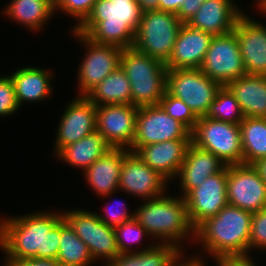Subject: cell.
<instances>
[{"label":"cell","mask_w":266,"mask_h":266,"mask_svg":"<svg viewBox=\"0 0 266 266\" xmlns=\"http://www.w3.org/2000/svg\"><path fill=\"white\" fill-rule=\"evenodd\" d=\"M256 251L261 253V255L264 251L266 252V207L252 214L249 254H253Z\"/></svg>","instance_id":"obj_38"},{"label":"cell","mask_w":266,"mask_h":266,"mask_svg":"<svg viewBox=\"0 0 266 266\" xmlns=\"http://www.w3.org/2000/svg\"><path fill=\"white\" fill-rule=\"evenodd\" d=\"M242 164L253 165L266 158V118L244 117L239 123Z\"/></svg>","instance_id":"obj_30"},{"label":"cell","mask_w":266,"mask_h":266,"mask_svg":"<svg viewBox=\"0 0 266 266\" xmlns=\"http://www.w3.org/2000/svg\"><path fill=\"white\" fill-rule=\"evenodd\" d=\"M112 147L105 141L104 136L97 131L86 135L81 140L64 147L55 159L71 168H76L83 173L99 157Z\"/></svg>","instance_id":"obj_27"},{"label":"cell","mask_w":266,"mask_h":266,"mask_svg":"<svg viewBox=\"0 0 266 266\" xmlns=\"http://www.w3.org/2000/svg\"><path fill=\"white\" fill-rule=\"evenodd\" d=\"M73 40L81 44L85 52L79 60L76 79V96H86L93 88L102 82L111 72L120 66L123 49L115 45L97 44L88 37L69 29Z\"/></svg>","instance_id":"obj_7"},{"label":"cell","mask_w":266,"mask_h":266,"mask_svg":"<svg viewBox=\"0 0 266 266\" xmlns=\"http://www.w3.org/2000/svg\"><path fill=\"white\" fill-rule=\"evenodd\" d=\"M251 255H225L212 260V262L215 263V266H260V264H256L255 257Z\"/></svg>","instance_id":"obj_39"},{"label":"cell","mask_w":266,"mask_h":266,"mask_svg":"<svg viewBox=\"0 0 266 266\" xmlns=\"http://www.w3.org/2000/svg\"><path fill=\"white\" fill-rule=\"evenodd\" d=\"M159 106L173 119L182 123L190 132L194 130L198 117L184 101L165 91Z\"/></svg>","instance_id":"obj_35"},{"label":"cell","mask_w":266,"mask_h":266,"mask_svg":"<svg viewBox=\"0 0 266 266\" xmlns=\"http://www.w3.org/2000/svg\"><path fill=\"white\" fill-rule=\"evenodd\" d=\"M191 143L213 153L226 165L242 164V142L239 124L206 116L199 117L191 132Z\"/></svg>","instance_id":"obj_9"},{"label":"cell","mask_w":266,"mask_h":266,"mask_svg":"<svg viewBox=\"0 0 266 266\" xmlns=\"http://www.w3.org/2000/svg\"><path fill=\"white\" fill-rule=\"evenodd\" d=\"M60 245L56 261L61 266H92L93 260L88 246L75 234L70 224L60 220Z\"/></svg>","instance_id":"obj_31"},{"label":"cell","mask_w":266,"mask_h":266,"mask_svg":"<svg viewBox=\"0 0 266 266\" xmlns=\"http://www.w3.org/2000/svg\"><path fill=\"white\" fill-rule=\"evenodd\" d=\"M128 151L124 148H111L82 173L87 183L85 185L92 189L90 191L97 198L118 191L123 156Z\"/></svg>","instance_id":"obj_24"},{"label":"cell","mask_w":266,"mask_h":266,"mask_svg":"<svg viewBox=\"0 0 266 266\" xmlns=\"http://www.w3.org/2000/svg\"><path fill=\"white\" fill-rule=\"evenodd\" d=\"M21 110L10 75H0V118H10Z\"/></svg>","instance_id":"obj_37"},{"label":"cell","mask_w":266,"mask_h":266,"mask_svg":"<svg viewBox=\"0 0 266 266\" xmlns=\"http://www.w3.org/2000/svg\"><path fill=\"white\" fill-rule=\"evenodd\" d=\"M97 0H58L54 5L55 16L61 13L67 17L74 18V25L69 29L77 28L91 13L93 5ZM58 13V14H57Z\"/></svg>","instance_id":"obj_36"},{"label":"cell","mask_w":266,"mask_h":266,"mask_svg":"<svg viewBox=\"0 0 266 266\" xmlns=\"http://www.w3.org/2000/svg\"><path fill=\"white\" fill-rule=\"evenodd\" d=\"M254 2L253 7L251 8L255 7L254 11H258L266 3V0H256Z\"/></svg>","instance_id":"obj_46"},{"label":"cell","mask_w":266,"mask_h":266,"mask_svg":"<svg viewBox=\"0 0 266 266\" xmlns=\"http://www.w3.org/2000/svg\"><path fill=\"white\" fill-rule=\"evenodd\" d=\"M240 6L234 0H205L187 24L212 36L230 33L245 12Z\"/></svg>","instance_id":"obj_21"},{"label":"cell","mask_w":266,"mask_h":266,"mask_svg":"<svg viewBox=\"0 0 266 266\" xmlns=\"http://www.w3.org/2000/svg\"><path fill=\"white\" fill-rule=\"evenodd\" d=\"M54 71L37 65L22 66L8 73L14 83L18 105L23 108L24 104L47 103L53 98ZM53 78V79H52Z\"/></svg>","instance_id":"obj_19"},{"label":"cell","mask_w":266,"mask_h":266,"mask_svg":"<svg viewBox=\"0 0 266 266\" xmlns=\"http://www.w3.org/2000/svg\"><path fill=\"white\" fill-rule=\"evenodd\" d=\"M141 8V10H154L158 9L159 0H136Z\"/></svg>","instance_id":"obj_43"},{"label":"cell","mask_w":266,"mask_h":266,"mask_svg":"<svg viewBox=\"0 0 266 266\" xmlns=\"http://www.w3.org/2000/svg\"><path fill=\"white\" fill-rule=\"evenodd\" d=\"M114 231L117 247L120 253H135L150 249L156 244L148 234L147 230L134 218L115 227ZM144 238L149 242L147 240L145 241ZM142 241L147 242V244L142 243Z\"/></svg>","instance_id":"obj_32"},{"label":"cell","mask_w":266,"mask_h":266,"mask_svg":"<svg viewBox=\"0 0 266 266\" xmlns=\"http://www.w3.org/2000/svg\"><path fill=\"white\" fill-rule=\"evenodd\" d=\"M53 5H55L57 2H58V0H49Z\"/></svg>","instance_id":"obj_48"},{"label":"cell","mask_w":266,"mask_h":266,"mask_svg":"<svg viewBox=\"0 0 266 266\" xmlns=\"http://www.w3.org/2000/svg\"><path fill=\"white\" fill-rule=\"evenodd\" d=\"M65 209V210H64ZM62 208L63 218L74 229L75 234L88 246L93 260L106 266L120 252L114 228L101 222L92 209Z\"/></svg>","instance_id":"obj_8"},{"label":"cell","mask_w":266,"mask_h":266,"mask_svg":"<svg viewBox=\"0 0 266 266\" xmlns=\"http://www.w3.org/2000/svg\"><path fill=\"white\" fill-rule=\"evenodd\" d=\"M226 166L213 153L199 149L191 143L175 182L172 183H177L179 195L184 197L191 189L200 186L206 178L222 171Z\"/></svg>","instance_id":"obj_22"},{"label":"cell","mask_w":266,"mask_h":266,"mask_svg":"<svg viewBox=\"0 0 266 266\" xmlns=\"http://www.w3.org/2000/svg\"><path fill=\"white\" fill-rule=\"evenodd\" d=\"M226 87L235 96L244 117L266 118V76L244 74Z\"/></svg>","instance_id":"obj_26"},{"label":"cell","mask_w":266,"mask_h":266,"mask_svg":"<svg viewBox=\"0 0 266 266\" xmlns=\"http://www.w3.org/2000/svg\"><path fill=\"white\" fill-rule=\"evenodd\" d=\"M137 112L132 104L96 106V131L112 148L129 150L136 135Z\"/></svg>","instance_id":"obj_16"},{"label":"cell","mask_w":266,"mask_h":266,"mask_svg":"<svg viewBox=\"0 0 266 266\" xmlns=\"http://www.w3.org/2000/svg\"><path fill=\"white\" fill-rule=\"evenodd\" d=\"M253 166L258 170L261 178L266 183V158L258 160Z\"/></svg>","instance_id":"obj_44"},{"label":"cell","mask_w":266,"mask_h":266,"mask_svg":"<svg viewBox=\"0 0 266 266\" xmlns=\"http://www.w3.org/2000/svg\"><path fill=\"white\" fill-rule=\"evenodd\" d=\"M257 13H260V16L263 15V17H266V3L257 11Z\"/></svg>","instance_id":"obj_47"},{"label":"cell","mask_w":266,"mask_h":266,"mask_svg":"<svg viewBox=\"0 0 266 266\" xmlns=\"http://www.w3.org/2000/svg\"><path fill=\"white\" fill-rule=\"evenodd\" d=\"M117 193H119V191L113 192L107 196L101 197V199L102 200L105 199L107 203L106 202L103 203L104 207L101 210H104V212L103 211H101L100 213L96 212L99 220L103 222L104 224H106L107 226L112 227V228H115L121 225L123 222L132 220L134 218V212H133L134 210L131 211L130 209V212H129L128 205L125 204L124 201H121L122 199L117 200L114 198L116 196L114 194H117ZM112 196H113V200H112ZM111 205L112 206L114 205L115 208L112 207Z\"/></svg>","instance_id":"obj_34"},{"label":"cell","mask_w":266,"mask_h":266,"mask_svg":"<svg viewBox=\"0 0 266 266\" xmlns=\"http://www.w3.org/2000/svg\"><path fill=\"white\" fill-rule=\"evenodd\" d=\"M8 266H61L56 260L53 259H25L13 261Z\"/></svg>","instance_id":"obj_41"},{"label":"cell","mask_w":266,"mask_h":266,"mask_svg":"<svg viewBox=\"0 0 266 266\" xmlns=\"http://www.w3.org/2000/svg\"><path fill=\"white\" fill-rule=\"evenodd\" d=\"M227 199L252 213L266 207V183L253 165H227Z\"/></svg>","instance_id":"obj_13"},{"label":"cell","mask_w":266,"mask_h":266,"mask_svg":"<svg viewBox=\"0 0 266 266\" xmlns=\"http://www.w3.org/2000/svg\"><path fill=\"white\" fill-rule=\"evenodd\" d=\"M182 24L176 14L158 9L144 11L132 47L165 64Z\"/></svg>","instance_id":"obj_6"},{"label":"cell","mask_w":266,"mask_h":266,"mask_svg":"<svg viewBox=\"0 0 266 266\" xmlns=\"http://www.w3.org/2000/svg\"><path fill=\"white\" fill-rule=\"evenodd\" d=\"M206 117L234 124H239L244 119L238 101L226 86L217 92Z\"/></svg>","instance_id":"obj_33"},{"label":"cell","mask_w":266,"mask_h":266,"mask_svg":"<svg viewBox=\"0 0 266 266\" xmlns=\"http://www.w3.org/2000/svg\"><path fill=\"white\" fill-rule=\"evenodd\" d=\"M55 130L53 154L96 131V105L87 96H76L66 104Z\"/></svg>","instance_id":"obj_14"},{"label":"cell","mask_w":266,"mask_h":266,"mask_svg":"<svg viewBox=\"0 0 266 266\" xmlns=\"http://www.w3.org/2000/svg\"><path fill=\"white\" fill-rule=\"evenodd\" d=\"M120 66L130 81L132 105L138 108L159 105L166 91L165 64L132 47L123 49Z\"/></svg>","instance_id":"obj_5"},{"label":"cell","mask_w":266,"mask_h":266,"mask_svg":"<svg viewBox=\"0 0 266 266\" xmlns=\"http://www.w3.org/2000/svg\"><path fill=\"white\" fill-rule=\"evenodd\" d=\"M209 261L206 262H201V261H197V260H193L191 258H189L188 256H186L184 258V260L178 265V266H208Z\"/></svg>","instance_id":"obj_45"},{"label":"cell","mask_w":266,"mask_h":266,"mask_svg":"<svg viewBox=\"0 0 266 266\" xmlns=\"http://www.w3.org/2000/svg\"><path fill=\"white\" fill-rule=\"evenodd\" d=\"M212 38L211 34L182 24L166 68H200Z\"/></svg>","instance_id":"obj_23"},{"label":"cell","mask_w":266,"mask_h":266,"mask_svg":"<svg viewBox=\"0 0 266 266\" xmlns=\"http://www.w3.org/2000/svg\"><path fill=\"white\" fill-rule=\"evenodd\" d=\"M54 210V211H53ZM37 210L27 214L1 215L0 251L3 264L25 259L56 260L60 245V209Z\"/></svg>","instance_id":"obj_1"},{"label":"cell","mask_w":266,"mask_h":266,"mask_svg":"<svg viewBox=\"0 0 266 266\" xmlns=\"http://www.w3.org/2000/svg\"><path fill=\"white\" fill-rule=\"evenodd\" d=\"M200 70L222 87L246 74L234 31L213 36Z\"/></svg>","instance_id":"obj_11"},{"label":"cell","mask_w":266,"mask_h":266,"mask_svg":"<svg viewBox=\"0 0 266 266\" xmlns=\"http://www.w3.org/2000/svg\"><path fill=\"white\" fill-rule=\"evenodd\" d=\"M221 87L200 68L167 69L166 91L184 101L198 118L206 116Z\"/></svg>","instance_id":"obj_10"},{"label":"cell","mask_w":266,"mask_h":266,"mask_svg":"<svg viewBox=\"0 0 266 266\" xmlns=\"http://www.w3.org/2000/svg\"><path fill=\"white\" fill-rule=\"evenodd\" d=\"M171 183L158 171L149 167L135 152L128 151L123 156L119 176V193L130 199L148 200L163 196ZM168 185V186H167Z\"/></svg>","instance_id":"obj_12"},{"label":"cell","mask_w":266,"mask_h":266,"mask_svg":"<svg viewBox=\"0 0 266 266\" xmlns=\"http://www.w3.org/2000/svg\"><path fill=\"white\" fill-rule=\"evenodd\" d=\"M2 13L7 21L15 22L31 34L46 29L49 21L55 17L54 5L49 0H9Z\"/></svg>","instance_id":"obj_25"},{"label":"cell","mask_w":266,"mask_h":266,"mask_svg":"<svg viewBox=\"0 0 266 266\" xmlns=\"http://www.w3.org/2000/svg\"><path fill=\"white\" fill-rule=\"evenodd\" d=\"M252 214L226 205L217 215L207 218L195 229V244L200 248V252L187 256L193 260L207 262L209 257V260H214L225 255L249 254Z\"/></svg>","instance_id":"obj_2"},{"label":"cell","mask_w":266,"mask_h":266,"mask_svg":"<svg viewBox=\"0 0 266 266\" xmlns=\"http://www.w3.org/2000/svg\"><path fill=\"white\" fill-rule=\"evenodd\" d=\"M176 245L156 243L147 250L120 253L106 266H178L187 255Z\"/></svg>","instance_id":"obj_28"},{"label":"cell","mask_w":266,"mask_h":266,"mask_svg":"<svg viewBox=\"0 0 266 266\" xmlns=\"http://www.w3.org/2000/svg\"><path fill=\"white\" fill-rule=\"evenodd\" d=\"M142 13L136 0H97L74 30L97 44L132 48Z\"/></svg>","instance_id":"obj_4"},{"label":"cell","mask_w":266,"mask_h":266,"mask_svg":"<svg viewBox=\"0 0 266 266\" xmlns=\"http://www.w3.org/2000/svg\"><path fill=\"white\" fill-rule=\"evenodd\" d=\"M96 106L132 104L131 86L125 71L119 66L86 95Z\"/></svg>","instance_id":"obj_29"},{"label":"cell","mask_w":266,"mask_h":266,"mask_svg":"<svg viewBox=\"0 0 266 266\" xmlns=\"http://www.w3.org/2000/svg\"><path fill=\"white\" fill-rule=\"evenodd\" d=\"M139 203L138 208H134V219L152 239L156 243L176 245L188 255L185 247L195 245V228L190 223L185 199L179 193L173 195L168 191L163 196Z\"/></svg>","instance_id":"obj_3"},{"label":"cell","mask_w":266,"mask_h":266,"mask_svg":"<svg viewBox=\"0 0 266 266\" xmlns=\"http://www.w3.org/2000/svg\"><path fill=\"white\" fill-rule=\"evenodd\" d=\"M191 225L196 229L207 218L228 205L227 166L209 176L198 187L191 189L184 197Z\"/></svg>","instance_id":"obj_17"},{"label":"cell","mask_w":266,"mask_h":266,"mask_svg":"<svg viewBox=\"0 0 266 266\" xmlns=\"http://www.w3.org/2000/svg\"><path fill=\"white\" fill-rule=\"evenodd\" d=\"M184 1L185 0H159L158 10L170 12L177 15Z\"/></svg>","instance_id":"obj_42"},{"label":"cell","mask_w":266,"mask_h":266,"mask_svg":"<svg viewBox=\"0 0 266 266\" xmlns=\"http://www.w3.org/2000/svg\"><path fill=\"white\" fill-rule=\"evenodd\" d=\"M190 144L191 139L168 140L142 147H131L129 151L135 152L149 167L164 176L172 186Z\"/></svg>","instance_id":"obj_20"},{"label":"cell","mask_w":266,"mask_h":266,"mask_svg":"<svg viewBox=\"0 0 266 266\" xmlns=\"http://www.w3.org/2000/svg\"><path fill=\"white\" fill-rule=\"evenodd\" d=\"M205 0H185L177 17L183 24H187L194 14L199 10Z\"/></svg>","instance_id":"obj_40"},{"label":"cell","mask_w":266,"mask_h":266,"mask_svg":"<svg viewBox=\"0 0 266 266\" xmlns=\"http://www.w3.org/2000/svg\"><path fill=\"white\" fill-rule=\"evenodd\" d=\"M179 139H191V132L159 105L138 108L136 135L132 147Z\"/></svg>","instance_id":"obj_15"},{"label":"cell","mask_w":266,"mask_h":266,"mask_svg":"<svg viewBox=\"0 0 266 266\" xmlns=\"http://www.w3.org/2000/svg\"><path fill=\"white\" fill-rule=\"evenodd\" d=\"M256 19V20H255ZM244 12L237 20L236 34L246 74L266 76V24Z\"/></svg>","instance_id":"obj_18"}]
</instances>
